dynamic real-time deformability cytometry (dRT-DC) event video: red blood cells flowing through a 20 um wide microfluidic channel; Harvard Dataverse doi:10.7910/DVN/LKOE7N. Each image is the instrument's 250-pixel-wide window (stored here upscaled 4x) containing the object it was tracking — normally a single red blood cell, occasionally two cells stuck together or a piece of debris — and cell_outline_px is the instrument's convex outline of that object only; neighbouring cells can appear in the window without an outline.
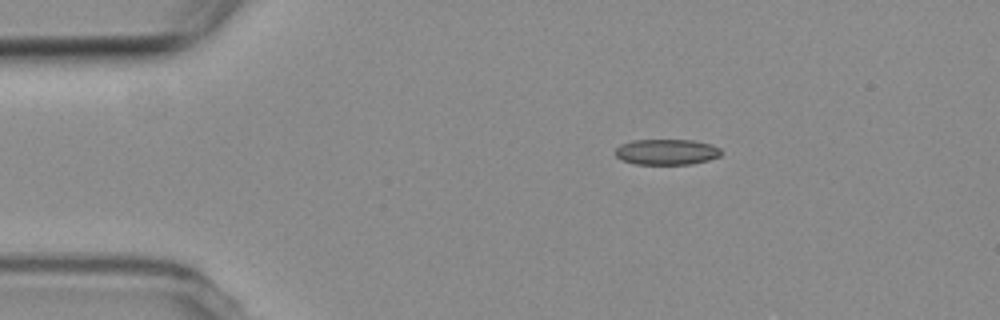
{"species": "common noctule bat (a hibernating species)", "species_latin": "Nyctalus noctula", "temperature_condition": "room temperature", "stored_images_in_passage": 33, "camera_frame_rate_fps": 3000, "um_per_image_px": 0.085, "animal": {"sex": "female", "body_mass_g": 19.3, "forearm_length_mm": 54.1}, "frame": {"image": 1, "passage_image": 1, "time_ms": 0.0, "image_size_px": [1000, 320], "cell_outline_px": [[724, 152], [720, 156], [708, 160], [692, 164], [636, 164], [620, 160], [612, 152], [620, 144], [632, 140], [692, 140], [712, 144], [720, 148]], "centroid_in_image_um": [56.65, 12.91], "position_along_channel_um": 28.4, "area_um2": 16.13}}
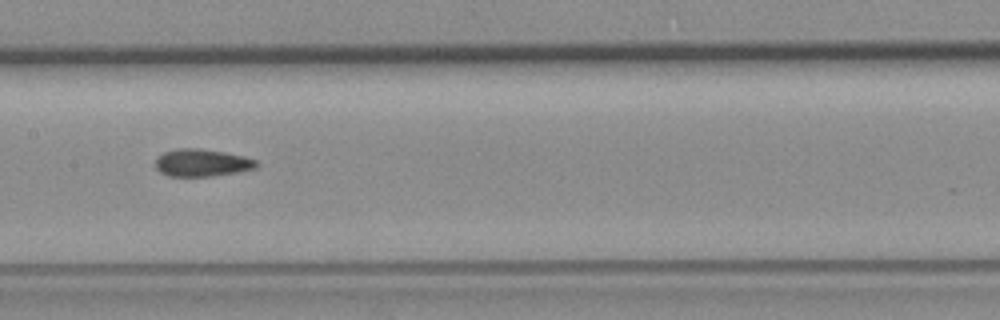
{"frame": {"image": 2, "passage_image": 18, "time_ms": 5.667, "image_size_px": [1000, 320], "cell_outline_px": [[260, 164], [256, 168], [236, 172], [212, 176], [168, 176], [160, 172], [156, 168], [156, 160], [164, 152], [176, 148], [196, 148], [224, 152], [244, 156], [256, 160]], "centroid_in_image_um": [17.18, 13.83], "position_along_channel_um": 190.2, "area_um2": 16.07}}
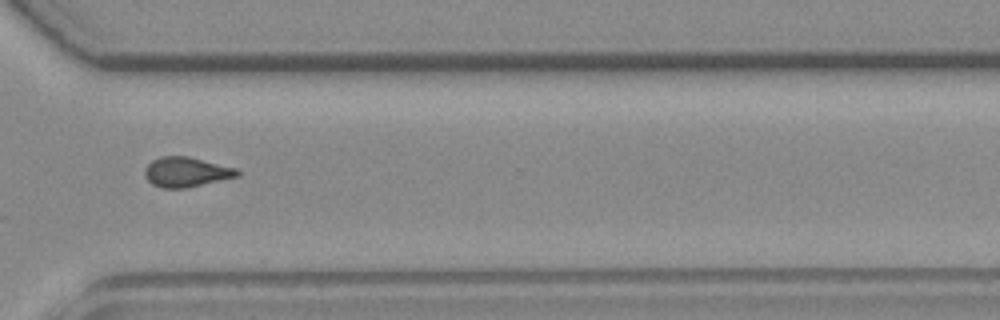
{"frame": {"image": 3, "passage_image": 31, "time_ms": 10.0, "image_size_px": [1000, 320], "cell_outline_px": [[240, 176], [184, 188], [160, 188], [152, 184], [144, 176], [144, 168], [152, 160], [160, 156], [188, 156], [236, 168], [240, 172]], "centroid_in_image_um": [15.8, 14.62], "position_along_channel_um": 354.8, "area_um2": 16.13}, "authors_computed_cell_mechanics": {"area_um2": 16.1262, "velocity_mm_per_s": 3.8, "shape_relaxation_time_tau1_ms": null, "shape_relaxation_time_tau2_ms": 4.1577, "deformation_change_tau1": null, "deformation_change_tau2": 0.099}}